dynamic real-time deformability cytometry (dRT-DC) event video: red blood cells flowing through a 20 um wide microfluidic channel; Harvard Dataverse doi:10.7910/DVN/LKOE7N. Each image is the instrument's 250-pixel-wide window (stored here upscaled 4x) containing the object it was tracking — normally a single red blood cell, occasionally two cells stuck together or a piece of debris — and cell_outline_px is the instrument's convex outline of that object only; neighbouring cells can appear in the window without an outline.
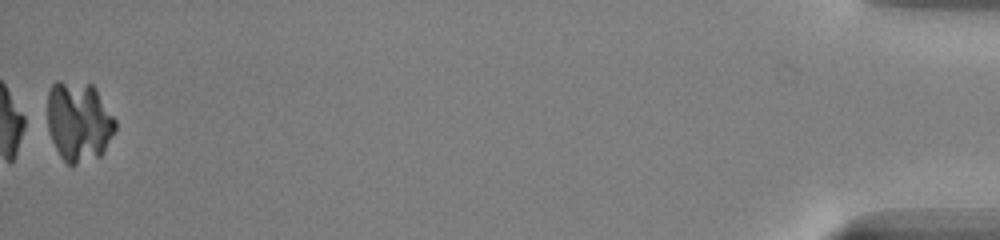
{"species": "common noctule bat (a hibernating species)", "species_latin": "Nyctalus noctula", "temperature_condition": "warm", "stored_images_in_passage": 35, "camera_frame_rate_fps": 3000, "um_per_image_px": 0.085, "animal": {"sex": "male", "body_mass_g": 13.0, "forearm_length_mm": 53.1}, "frame": {"image": 1, "passage_image": 35, "time_ms": 11.333, "image_size_px": [1000, 240], "cell_outline_px": [[116, 132], [104, 152], [100, 156], [76, 164], [68, 164], [60, 156], [52, 140], [48, 128], [48, 92], [52, 84], [56, 80], [60, 80], [92, 84], [96, 88], [116, 120]], "centroid_in_image_um": [6.72, 10.31], "position_along_channel_um": 428.5, "area_um2": 31.96}}